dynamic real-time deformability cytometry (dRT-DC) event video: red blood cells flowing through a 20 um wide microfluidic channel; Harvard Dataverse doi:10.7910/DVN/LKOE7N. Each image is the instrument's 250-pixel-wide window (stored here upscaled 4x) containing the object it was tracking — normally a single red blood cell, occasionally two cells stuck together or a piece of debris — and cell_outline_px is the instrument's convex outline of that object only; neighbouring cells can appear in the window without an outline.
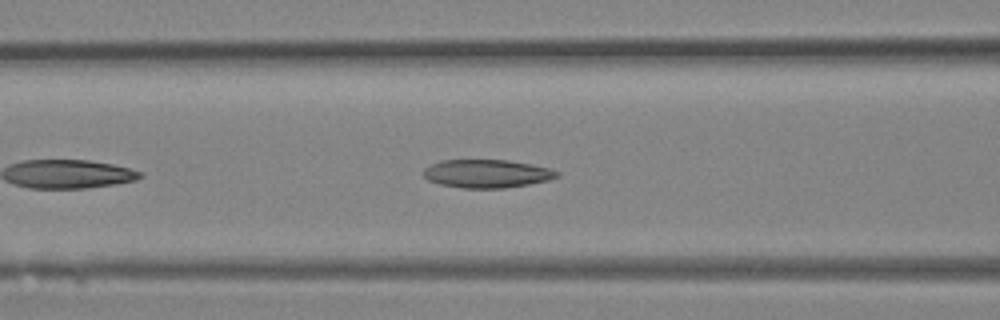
{"species": "Egyptian fruit bat (a non-hibernating species)", "species_latin": "Rousettus aegyptiacus", "temperature_condition": "room temperature", "stored_images_in_passage": 24, "camera_frame_rate_fps": 3000, "um_per_image_px": 0.085, "animal": {"sex": "female"}, "frame": {"image": 1, "passage_image": 4, "time_ms": 1.0, "image_size_px": [1000, 320], "cell_outline_px": [[560, 176], [548, 180], [528, 184], [504, 188], [460, 188], [440, 184], [428, 180], [420, 172], [424, 168], [440, 160], [508, 160], [532, 164], [548, 168], [560, 172]], "centroid_in_image_um": [41.36, 14.76], "position_along_channel_um": 125.2, "area_um2": 22.08}}
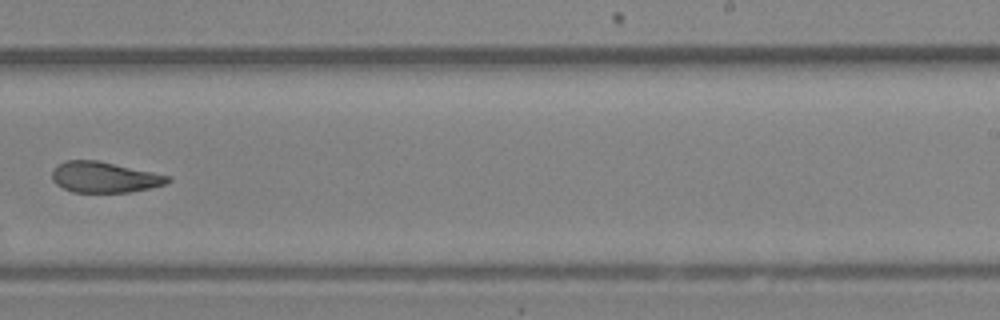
{"frame": {"image": 2, "passage_image": 12, "time_ms": 3.667, "image_size_px": [1000, 320], "cell_outline_px": [[172, 180], [164, 184], [148, 188], [128, 192], [72, 192], [56, 184], [52, 180], [52, 168], [56, 164], [64, 160], [96, 160], [172, 176]], "centroid_in_image_um": [8.83, 15.05], "position_along_channel_um": 280.2, "area_um2": 20.75}}
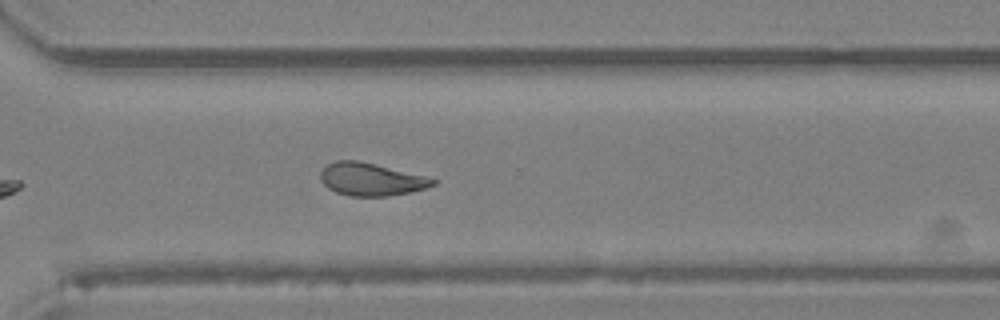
{"frame": {"image": 3, "passage_image": 15, "time_ms": 4.667, "image_size_px": [1000, 320], "cell_outline_px": [[436, 184], [428, 188], [388, 196], [348, 196], [336, 192], [328, 188], [320, 180], [320, 172], [328, 164], [336, 160], [360, 160], [424, 176], [436, 180]], "centroid_in_image_um": [31.51, 15.24], "position_along_channel_um": 339.1, "area_um2": 21.39}}